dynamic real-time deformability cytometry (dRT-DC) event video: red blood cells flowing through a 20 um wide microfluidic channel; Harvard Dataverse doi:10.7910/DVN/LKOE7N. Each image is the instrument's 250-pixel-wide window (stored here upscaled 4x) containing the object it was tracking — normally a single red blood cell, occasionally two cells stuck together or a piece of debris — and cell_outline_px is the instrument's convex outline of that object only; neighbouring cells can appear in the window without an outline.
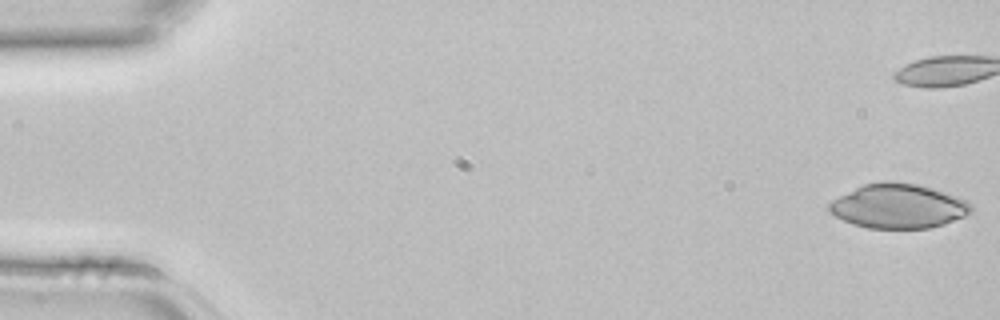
{"species": "common noctule bat (a hibernating species)", "species_latin": "Nyctalus noctula", "temperature_condition": "room temperature", "stored_images_in_passage": 3, "camera_frame_rate_fps": 3000, "um_per_image_px": 0.085, "animal": {"sex": "female", "body_mass_g": 22.7, "forearm_length_mm": 54.2}, "frame": {"image": 1, "passage_image": 1, "time_ms": 0.0, "image_size_px": [1000, 320], "cell_outline_px": [[972, 212], [964, 216], [944, 224], [928, 228], [868, 228], [852, 224], [828, 212], [828, 204], [832, 200], [864, 184], [888, 180], [916, 184], [932, 188], [968, 200], [972, 204]], "centroid_in_image_um": [76.37, 17.52], "position_along_channel_um": 8.6, "area_um2": 36.65}}